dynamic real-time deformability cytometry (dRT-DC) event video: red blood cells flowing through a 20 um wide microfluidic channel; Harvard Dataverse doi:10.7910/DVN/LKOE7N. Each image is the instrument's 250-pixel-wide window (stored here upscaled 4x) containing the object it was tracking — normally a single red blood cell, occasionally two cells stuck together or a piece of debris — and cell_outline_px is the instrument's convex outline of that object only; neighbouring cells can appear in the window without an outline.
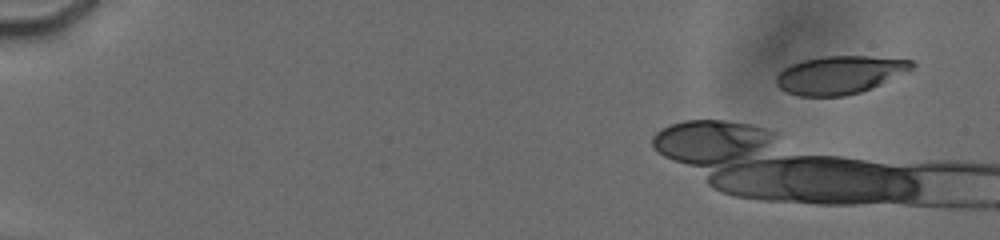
{"species": "human", "species_latin": "Homo sapiens", "temperature_condition": "cold", "stored_images_in_passage": 12, "camera_frame_rate_fps": 3000, "um_per_image_px": 0.085, "donor": {"sex": "male"}, "frame": {"image": 1, "passage_image": 3, "time_ms": 1.0, "image_size_px": [1000, 240], "cell_outline_px": [[916, 64], [912, 68], [872, 88], [860, 92], [844, 96], [800, 96], [784, 92], [776, 84], [776, 76], [784, 68], [792, 64], [804, 60], [824, 56], [868, 56], [912, 60]], "centroid_in_image_um": [71.34, 6.37], "position_along_channel_um": 13.7, "area_um2": 29.82}}